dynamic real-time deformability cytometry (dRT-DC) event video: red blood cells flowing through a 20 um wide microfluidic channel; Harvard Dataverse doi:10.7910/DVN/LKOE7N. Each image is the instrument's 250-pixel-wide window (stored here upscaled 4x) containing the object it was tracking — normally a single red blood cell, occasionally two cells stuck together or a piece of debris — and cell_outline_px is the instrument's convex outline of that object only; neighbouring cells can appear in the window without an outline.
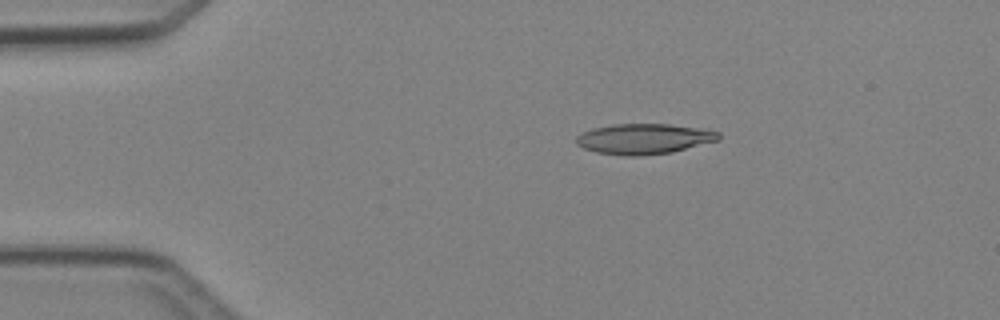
{"species": "Egyptian fruit bat (a non-hibernating species)", "species_latin": "Rousettus aegyptiacus", "temperature_condition": "cold", "stored_images_in_passage": 5, "camera_frame_rate_fps": 3000, "um_per_image_px": 0.085, "animal": {"sex": "female"}, "frame": {"image": 1, "passage_image": 2, "time_ms": 2.0, "image_size_px": [1000, 320], "cell_outline_px": [[720, 140], [672, 152], [640, 156], [628, 156], [596, 152], [584, 148], [576, 144], [576, 136], [592, 128], [612, 124], [668, 124], [708, 128], [720, 132]], "centroid_in_image_um": [54.79, 11.79], "position_along_channel_um": 30.2, "area_um2": 25.49}}
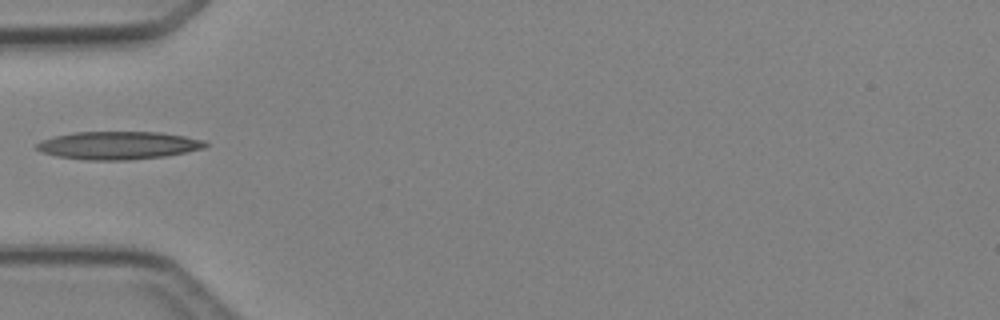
{"frame": {"image": 2, "passage_image": 4, "time_ms": 4.333, "image_size_px": [1000, 320], "cell_outline_px": [[208, 144], [204, 148], [164, 156], [128, 160], [88, 160], [56, 156], [40, 152], [36, 148], [36, 144], [40, 140], [72, 132], [160, 132], [184, 136], [204, 140]], "centroid_in_image_um": [10.01, 12.35], "position_along_channel_um": 75.0, "area_um2": 27.4}}
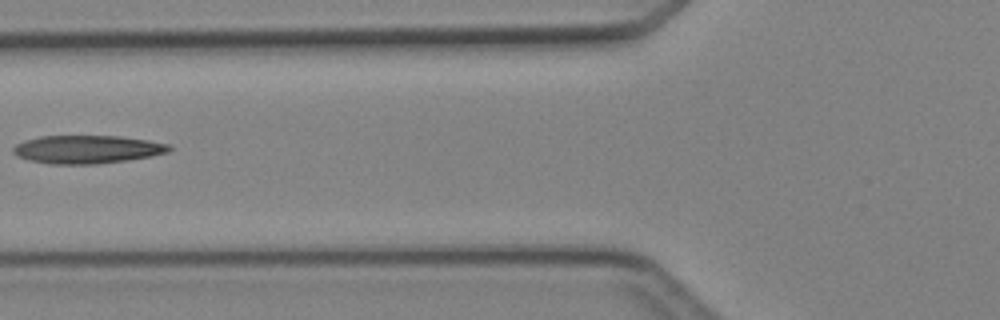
{"frame": {"image": 3, "passage_image": 5, "time_ms": 5.333, "image_size_px": [1000, 320], "cell_outline_px": [[172, 148], [168, 152], [152, 156], [128, 160], [96, 164], [52, 164], [28, 160], [16, 156], [12, 152], [12, 148], [16, 144], [24, 140], [40, 136], [120, 136], [148, 140], [172, 144]], "centroid_in_image_um": [7.41, 12.69], "position_along_channel_um": 118.4, "area_um2": 25.84}}